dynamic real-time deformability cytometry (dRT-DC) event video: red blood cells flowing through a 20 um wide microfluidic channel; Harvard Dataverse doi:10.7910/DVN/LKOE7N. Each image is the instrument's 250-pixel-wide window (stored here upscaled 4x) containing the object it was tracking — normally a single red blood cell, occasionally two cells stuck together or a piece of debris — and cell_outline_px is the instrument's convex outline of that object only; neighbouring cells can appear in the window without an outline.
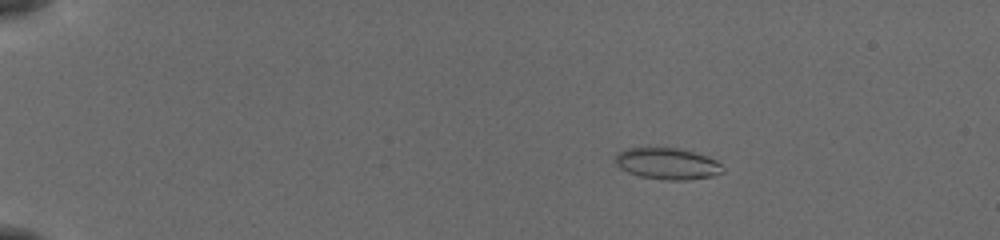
{"species": "common noctule bat (a hibernating species)", "species_latin": "Nyctalus noctula", "temperature_condition": "cold", "stored_images_in_passage": 55, "camera_frame_rate_fps": 3000, "um_per_image_px": 0.085, "animal": {"sex": "female", "body_mass_g": 19.5, "forearm_length_mm": 54.1}, "frame": {"image": 1, "passage_image": 10, "time_ms": 3.0, "image_size_px": [1000, 240], "cell_outline_px": [[724, 172], [712, 176], [684, 180], [664, 180], [640, 176], [628, 172], [620, 168], [616, 164], [616, 152], [628, 148], [676, 148], [692, 152], [716, 160], [724, 168]], "centroid_in_image_um": [56.71, 13.92], "position_along_channel_um": 28.3, "area_um2": 19.48}}
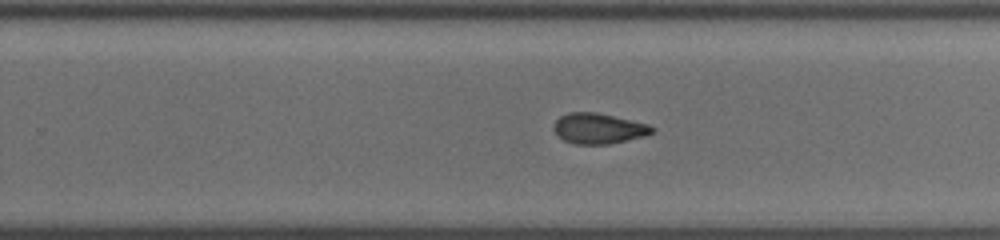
{"frame": {"image": 2, "passage_image": 37, "time_ms": 12.0, "image_size_px": [1000, 240], "cell_outline_px": [[656, 128], [652, 132], [644, 136], [608, 144], [576, 144], [564, 140], [552, 128], [556, 120], [560, 116], [568, 112], [596, 112], [648, 124]], "centroid_in_image_um": [50.86, 10.91], "position_along_channel_um": 278.9, "area_um2": 17.28}}
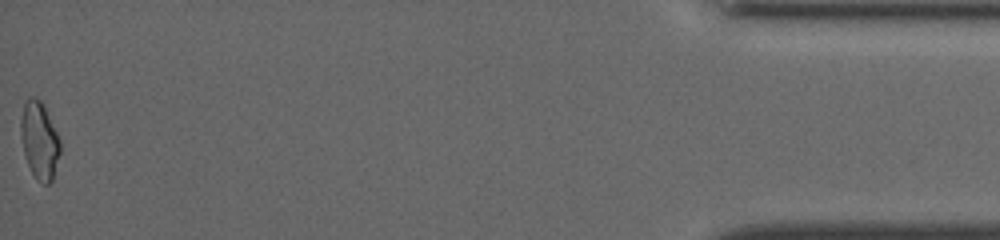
{"frame": {"image": 3, "passage_image": 55, "time_ms": 18.0, "image_size_px": [1000, 240], "cell_outline_px": [[60, 152], [52, 180], [48, 184], [40, 184], [36, 180], [28, 164], [24, 152], [20, 136], [20, 120], [24, 100], [28, 96], [32, 96], [40, 100], [60, 140]], "centroid_in_image_um": [3.32, 11.94], "position_along_channel_um": 431.9, "area_um2": 17.63}, "authors_computed_cell_mechanics": {"area_um2": 18.5538, "velocity_mm_per_s": 3.8825, "shape_relaxation_time_tau1_ms": 9.4476, "shape_relaxation_time_tau2_ms": 3.5789, "deformation_change_tau1": 0.1587, "deformation_change_tau2": 0.0947}}